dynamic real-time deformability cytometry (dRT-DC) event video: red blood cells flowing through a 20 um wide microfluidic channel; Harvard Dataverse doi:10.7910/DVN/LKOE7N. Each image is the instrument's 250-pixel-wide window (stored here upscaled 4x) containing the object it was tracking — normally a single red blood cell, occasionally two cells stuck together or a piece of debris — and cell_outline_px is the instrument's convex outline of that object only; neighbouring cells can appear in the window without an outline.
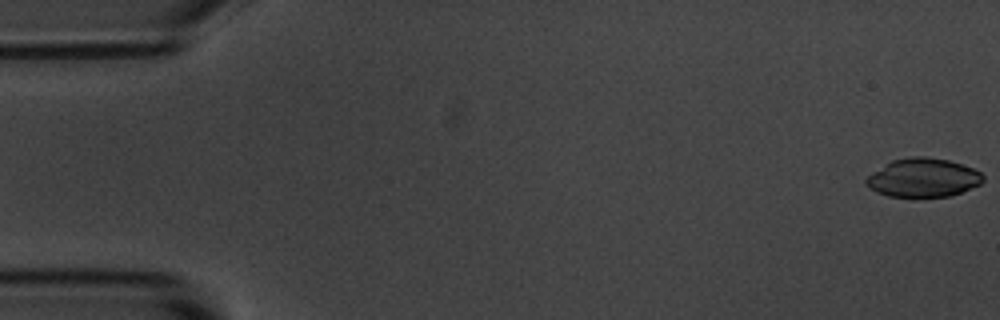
{"species": "common noctule bat (a hibernating species)", "species_latin": "Nyctalus noctula", "temperature_condition": "room temperature", "stored_images_in_passage": 55, "camera_frame_rate_fps": 3000, "um_per_image_px": 0.085, "animal": {"sex": "male", "body_mass_g": 20.1, "forearm_length_mm": 53.5}, "frame": {"image": 1, "passage_image": 1, "time_ms": 0.0, "image_size_px": [1000, 320], "cell_outline_px": [[984, 180], [980, 184], [952, 196], [888, 196], [876, 192], [868, 188], [864, 184], [864, 180], [872, 172], [892, 160], [912, 156], [924, 156], [948, 160], [972, 168], [980, 172], [984, 176]], "centroid_in_image_um": [78.44, 15.1], "position_along_channel_um": 6.6, "area_um2": 26.3}}
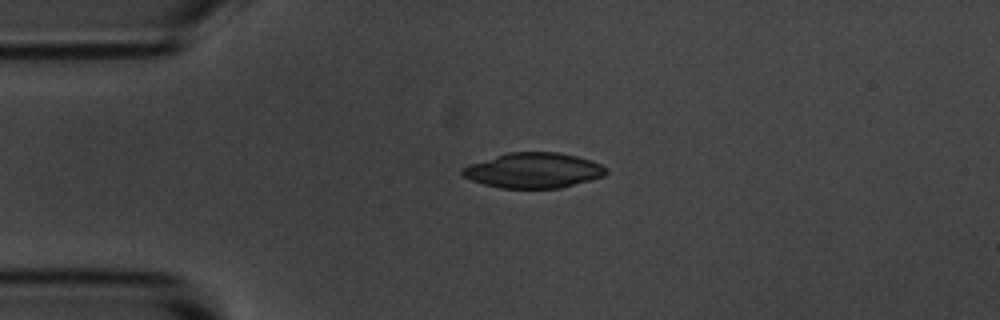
{"frame": {"image": 2, "passage_image": 13, "time_ms": 4.0, "image_size_px": [1000, 320], "cell_outline_px": [[608, 172], [604, 176], [560, 188], [500, 188], [484, 184], [472, 180], [464, 176], [460, 172], [460, 168], [468, 164], [508, 152], [560, 152], [592, 160], [608, 168]], "centroid_in_image_um": [45.34, 14.48], "position_along_channel_um": 39.7, "area_um2": 29.59}}
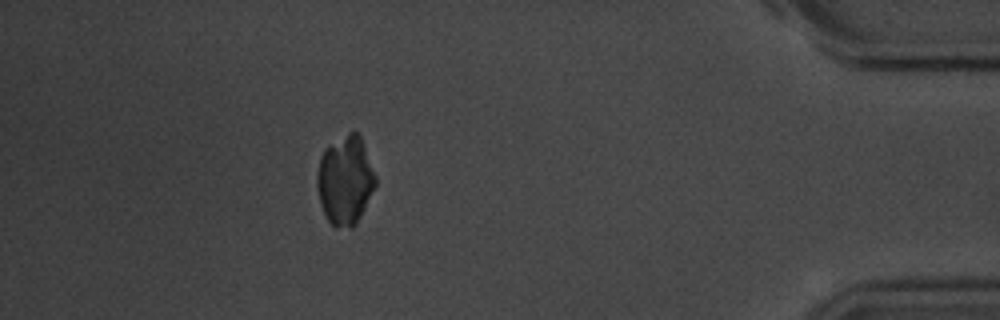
{"frame": {"image": 3, "passage_image": 49, "time_ms": 16.0, "image_size_px": [1000, 320], "cell_outline_px": [[376, 184], [356, 224], [352, 228], [336, 228], [328, 220], [320, 204], [316, 184], [316, 172], [320, 156], [324, 148], [348, 132], [356, 132], [360, 136], [364, 144], [376, 176]], "centroid_in_image_um": [29.32, 15.32], "position_along_channel_um": 405.9, "area_um2": 30.35}}